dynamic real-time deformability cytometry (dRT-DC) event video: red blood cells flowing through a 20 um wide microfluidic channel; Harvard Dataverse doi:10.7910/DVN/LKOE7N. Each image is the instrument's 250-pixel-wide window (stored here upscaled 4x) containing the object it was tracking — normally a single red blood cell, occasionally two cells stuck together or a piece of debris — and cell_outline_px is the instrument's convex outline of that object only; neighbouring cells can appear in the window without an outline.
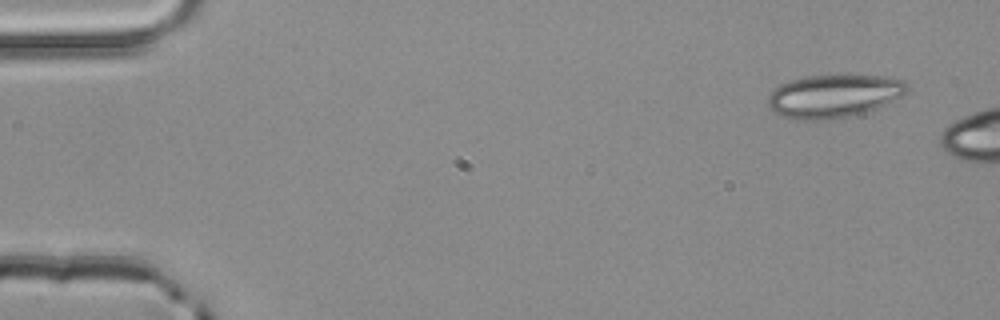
{"species": "common noctule bat (a hibernating species)", "species_latin": "Nyctalus noctula", "temperature_condition": "room temperature", "stored_images_in_passage": 3, "camera_frame_rate_fps": 3000, "um_per_image_px": 0.085, "animal": {"sex": "male", "body_mass_g": 20.4}, "frame": {"image": 1, "passage_image": 1, "time_ms": 0.0, "image_size_px": [1000, 320], "cell_outline_px": [[908, 92], [876, 108], [864, 112], [848, 116], [828, 120], [796, 120], [772, 112], [768, 104], [768, 96], [780, 84], [792, 80], [808, 76], [888, 76], [904, 80], [908, 84]], "centroid_in_image_um": [70.87, 8.17], "position_along_channel_um": 14.1, "area_um2": 34.62}}